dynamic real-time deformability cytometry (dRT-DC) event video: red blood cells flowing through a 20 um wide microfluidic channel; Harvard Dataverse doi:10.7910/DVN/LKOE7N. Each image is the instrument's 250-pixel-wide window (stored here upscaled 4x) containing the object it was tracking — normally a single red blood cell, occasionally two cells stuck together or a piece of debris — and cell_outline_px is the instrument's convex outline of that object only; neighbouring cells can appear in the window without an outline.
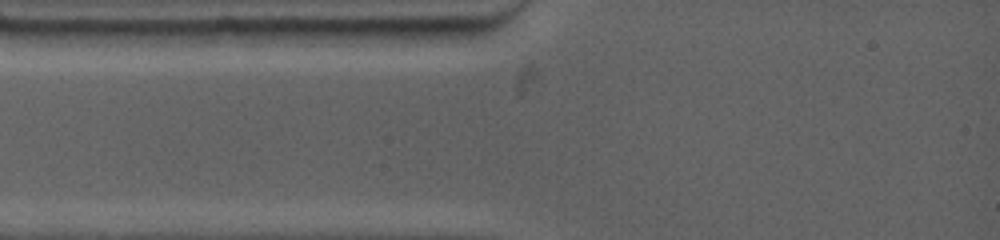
{"species": "common noctule bat (a hibernating species)", "species_latin": "Nyctalus noctula", "temperature_condition": "warm", "stored_images_in_passage": 4, "camera_frame_rate_fps": 4500, "um_per_image_px": 0.085, "animal": {"sex": "female", "body_mass_g": 19.0, "forearm_length_mm": 53.3}, "frame": {"image": 1, "passage_image": 1, "time_ms": 0.0, "image_size_px": [1000, 240], "cell_outline_px": [[472, 28], [464, 44], [428, 48], [404, 48], [392, 44], [388, 28]], "centroid_in_image_um": [36.4, 3.15], "position_along_channel_um": 48.6, "area_um2": 10.4}}